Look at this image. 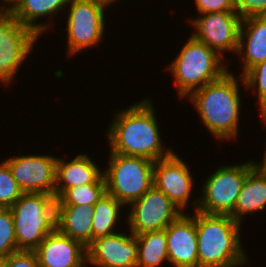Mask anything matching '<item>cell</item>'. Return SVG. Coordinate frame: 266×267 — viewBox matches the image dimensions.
Returning a JSON list of instances; mask_svg holds the SVG:
<instances>
[{
    "label": "cell",
    "mask_w": 266,
    "mask_h": 267,
    "mask_svg": "<svg viewBox=\"0 0 266 267\" xmlns=\"http://www.w3.org/2000/svg\"><path fill=\"white\" fill-rule=\"evenodd\" d=\"M18 251L13 215L10 208H0V258Z\"/></svg>",
    "instance_id": "cell-26"
},
{
    "label": "cell",
    "mask_w": 266,
    "mask_h": 267,
    "mask_svg": "<svg viewBox=\"0 0 266 267\" xmlns=\"http://www.w3.org/2000/svg\"><path fill=\"white\" fill-rule=\"evenodd\" d=\"M252 160L236 165L218 167L207 177L200 198L191 203L194 211L206 214L230 215L247 174L253 169Z\"/></svg>",
    "instance_id": "cell-7"
},
{
    "label": "cell",
    "mask_w": 266,
    "mask_h": 267,
    "mask_svg": "<svg viewBox=\"0 0 266 267\" xmlns=\"http://www.w3.org/2000/svg\"><path fill=\"white\" fill-rule=\"evenodd\" d=\"M34 251L39 267H84L88 264L87 248L57 228Z\"/></svg>",
    "instance_id": "cell-16"
},
{
    "label": "cell",
    "mask_w": 266,
    "mask_h": 267,
    "mask_svg": "<svg viewBox=\"0 0 266 267\" xmlns=\"http://www.w3.org/2000/svg\"><path fill=\"white\" fill-rule=\"evenodd\" d=\"M68 0H20L17 6L10 12L23 25L33 30L37 35H41L48 30L51 25L50 17L65 10ZM49 15V16H48ZM49 18L48 24L36 23L38 18Z\"/></svg>",
    "instance_id": "cell-21"
},
{
    "label": "cell",
    "mask_w": 266,
    "mask_h": 267,
    "mask_svg": "<svg viewBox=\"0 0 266 267\" xmlns=\"http://www.w3.org/2000/svg\"><path fill=\"white\" fill-rule=\"evenodd\" d=\"M106 193V184H86L67 189L56 205H95Z\"/></svg>",
    "instance_id": "cell-24"
},
{
    "label": "cell",
    "mask_w": 266,
    "mask_h": 267,
    "mask_svg": "<svg viewBox=\"0 0 266 267\" xmlns=\"http://www.w3.org/2000/svg\"><path fill=\"white\" fill-rule=\"evenodd\" d=\"M39 35L10 12H0V82L10 85Z\"/></svg>",
    "instance_id": "cell-9"
},
{
    "label": "cell",
    "mask_w": 266,
    "mask_h": 267,
    "mask_svg": "<svg viewBox=\"0 0 266 267\" xmlns=\"http://www.w3.org/2000/svg\"><path fill=\"white\" fill-rule=\"evenodd\" d=\"M240 84L246 90H252L258 96L261 117H266V60L251 68ZM258 93V94H257Z\"/></svg>",
    "instance_id": "cell-25"
},
{
    "label": "cell",
    "mask_w": 266,
    "mask_h": 267,
    "mask_svg": "<svg viewBox=\"0 0 266 267\" xmlns=\"http://www.w3.org/2000/svg\"><path fill=\"white\" fill-rule=\"evenodd\" d=\"M189 19L195 27L192 36L215 50L221 57L224 52L238 51L239 32L242 19L236 11L200 14Z\"/></svg>",
    "instance_id": "cell-11"
},
{
    "label": "cell",
    "mask_w": 266,
    "mask_h": 267,
    "mask_svg": "<svg viewBox=\"0 0 266 267\" xmlns=\"http://www.w3.org/2000/svg\"><path fill=\"white\" fill-rule=\"evenodd\" d=\"M0 267H5V258H0Z\"/></svg>",
    "instance_id": "cell-33"
},
{
    "label": "cell",
    "mask_w": 266,
    "mask_h": 267,
    "mask_svg": "<svg viewBox=\"0 0 266 267\" xmlns=\"http://www.w3.org/2000/svg\"><path fill=\"white\" fill-rule=\"evenodd\" d=\"M113 3L109 0H68L67 55L97 46L105 35V11Z\"/></svg>",
    "instance_id": "cell-8"
},
{
    "label": "cell",
    "mask_w": 266,
    "mask_h": 267,
    "mask_svg": "<svg viewBox=\"0 0 266 267\" xmlns=\"http://www.w3.org/2000/svg\"><path fill=\"white\" fill-rule=\"evenodd\" d=\"M183 45L166 68L175 79L179 99L188 98L196 89L220 79L229 71L223 57L192 35Z\"/></svg>",
    "instance_id": "cell-4"
},
{
    "label": "cell",
    "mask_w": 266,
    "mask_h": 267,
    "mask_svg": "<svg viewBox=\"0 0 266 267\" xmlns=\"http://www.w3.org/2000/svg\"><path fill=\"white\" fill-rule=\"evenodd\" d=\"M110 2H112V3H115L116 1H118V0H109Z\"/></svg>",
    "instance_id": "cell-34"
},
{
    "label": "cell",
    "mask_w": 266,
    "mask_h": 267,
    "mask_svg": "<svg viewBox=\"0 0 266 267\" xmlns=\"http://www.w3.org/2000/svg\"><path fill=\"white\" fill-rule=\"evenodd\" d=\"M182 213L165 228L168 260L173 267H198L196 222Z\"/></svg>",
    "instance_id": "cell-15"
},
{
    "label": "cell",
    "mask_w": 266,
    "mask_h": 267,
    "mask_svg": "<svg viewBox=\"0 0 266 267\" xmlns=\"http://www.w3.org/2000/svg\"><path fill=\"white\" fill-rule=\"evenodd\" d=\"M262 118V122L264 124V127H266V117H261ZM252 163H253V167L259 171L261 174L265 175L266 176V148H265V152H264V155H263V159L261 162H253L252 160Z\"/></svg>",
    "instance_id": "cell-31"
},
{
    "label": "cell",
    "mask_w": 266,
    "mask_h": 267,
    "mask_svg": "<svg viewBox=\"0 0 266 267\" xmlns=\"http://www.w3.org/2000/svg\"><path fill=\"white\" fill-rule=\"evenodd\" d=\"M199 14L236 11L234 0H194Z\"/></svg>",
    "instance_id": "cell-30"
},
{
    "label": "cell",
    "mask_w": 266,
    "mask_h": 267,
    "mask_svg": "<svg viewBox=\"0 0 266 267\" xmlns=\"http://www.w3.org/2000/svg\"><path fill=\"white\" fill-rule=\"evenodd\" d=\"M23 194L4 160L0 164V208H10Z\"/></svg>",
    "instance_id": "cell-27"
},
{
    "label": "cell",
    "mask_w": 266,
    "mask_h": 267,
    "mask_svg": "<svg viewBox=\"0 0 266 267\" xmlns=\"http://www.w3.org/2000/svg\"><path fill=\"white\" fill-rule=\"evenodd\" d=\"M5 267H39L35 251L19 250L5 258Z\"/></svg>",
    "instance_id": "cell-29"
},
{
    "label": "cell",
    "mask_w": 266,
    "mask_h": 267,
    "mask_svg": "<svg viewBox=\"0 0 266 267\" xmlns=\"http://www.w3.org/2000/svg\"><path fill=\"white\" fill-rule=\"evenodd\" d=\"M57 159L50 154H27L13 156L5 161L23 193L55 195Z\"/></svg>",
    "instance_id": "cell-12"
},
{
    "label": "cell",
    "mask_w": 266,
    "mask_h": 267,
    "mask_svg": "<svg viewBox=\"0 0 266 267\" xmlns=\"http://www.w3.org/2000/svg\"><path fill=\"white\" fill-rule=\"evenodd\" d=\"M197 232L198 267H240L248 265L241 244L242 224L230 215L206 214L198 210L193 215Z\"/></svg>",
    "instance_id": "cell-3"
},
{
    "label": "cell",
    "mask_w": 266,
    "mask_h": 267,
    "mask_svg": "<svg viewBox=\"0 0 266 267\" xmlns=\"http://www.w3.org/2000/svg\"><path fill=\"white\" fill-rule=\"evenodd\" d=\"M131 210V211H130ZM183 212L154 185L130 204L127 224L134 235L164 230Z\"/></svg>",
    "instance_id": "cell-10"
},
{
    "label": "cell",
    "mask_w": 266,
    "mask_h": 267,
    "mask_svg": "<svg viewBox=\"0 0 266 267\" xmlns=\"http://www.w3.org/2000/svg\"><path fill=\"white\" fill-rule=\"evenodd\" d=\"M237 54L241 55L239 60L243 62L242 77L266 60V16L242 19Z\"/></svg>",
    "instance_id": "cell-18"
},
{
    "label": "cell",
    "mask_w": 266,
    "mask_h": 267,
    "mask_svg": "<svg viewBox=\"0 0 266 267\" xmlns=\"http://www.w3.org/2000/svg\"><path fill=\"white\" fill-rule=\"evenodd\" d=\"M266 208V176L253 168L244 181L235 208L230 216L242 224L245 215L262 211Z\"/></svg>",
    "instance_id": "cell-20"
},
{
    "label": "cell",
    "mask_w": 266,
    "mask_h": 267,
    "mask_svg": "<svg viewBox=\"0 0 266 267\" xmlns=\"http://www.w3.org/2000/svg\"><path fill=\"white\" fill-rule=\"evenodd\" d=\"M10 210L18 251H34L56 229L55 195L23 193Z\"/></svg>",
    "instance_id": "cell-5"
},
{
    "label": "cell",
    "mask_w": 266,
    "mask_h": 267,
    "mask_svg": "<svg viewBox=\"0 0 266 267\" xmlns=\"http://www.w3.org/2000/svg\"><path fill=\"white\" fill-rule=\"evenodd\" d=\"M124 205L113 196L105 195L94 205L92 220V241L98 237L107 236L118 232L116 226L120 216V210ZM117 224V225H116Z\"/></svg>",
    "instance_id": "cell-23"
},
{
    "label": "cell",
    "mask_w": 266,
    "mask_h": 267,
    "mask_svg": "<svg viewBox=\"0 0 266 267\" xmlns=\"http://www.w3.org/2000/svg\"><path fill=\"white\" fill-rule=\"evenodd\" d=\"M135 236L138 242L137 267H159L165 260L169 263L165 229Z\"/></svg>",
    "instance_id": "cell-22"
},
{
    "label": "cell",
    "mask_w": 266,
    "mask_h": 267,
    "mask_svg": "<svg viewBox=\"0 0 266 267\" xmlns=\"http://www.w3.org/2000/svg\"><path fill=\"white\" fill-rule=\"evenodd\" d=\"M239 81H244V78L237 79L228 71L220 79L196 89L188 96L209 133L218 140L228 141L239 136L242 110Z\"/></svg>",
    "instance_id": "cell-2"
},
{
    "label": "cell",
    "mask_w": 266,
    "mask_h": 267,
    "mask_svg": "<svg viewBox=\"0 0 266 267\" xmlns=\"http://www.w3.org/2000/svg\"><path fill=\"white\" fill-rule=\"evenodd\" d=\"M109 154V166L103 171L106 193L124 207L129 206L153 186L154 161L140 156Z\"/></svg>",
    "instance_id": "cell-6"
},
{
    "label": "cell",
    "mask_w": 266,
    "mask_h": 267,
    "mask_svg": "<svg viewBox=\"0 0 266 267\" xmlns=\"http://www.w3.org/2000/svg\"><path fill=\"white\" fill-rule=\"evenodd\" d=\"M234 3L241 19L266 16V0H234Z\"/></svg>",
    "instance_id": "cell-28"
},
{
    "label": "cell",
    "mask_w": 266,
    "mask_h": 267,
    "mask_svg": "<svg viewBox=\"0 0 266 267\" xmlns=\"http://www.w3.org/2000/svg\"><path fill=\"white\" fill-rule=\"evenodd\" d=\"M188 165L175 151L154 162L153 185L161 190L182 212L192 195L194 180Z\"/></svg>",
    "instance_id": "cell-13"
},
{
    "label": "cell",
    "mask_w": 266,
    "mask_h": 267,
    "mask_svg": "<svg viewBox=\"0 0 266 267\" xmlns=\"http://www.w3.org/2000/svg\"><path fill=\"white\" fill-rule=\"evenodd\" d=\"M19 2L20 0H1L2 4H0V12H11Z\"/></svg>",
    "instance_id": "cell-32"
},
{
    "label": "cell",
    "mask_w": 266,
    "mask_h": 267,
    "mask_svg": "<svg viewBox=\"0 0 266 267\" xmlns=\"http://www.w3.org/2000/svg\"><path fill=\"white\" fill-rule=\"evenodd\" d=\"M138 242L130 232L102 236L87 247V263L96 267H137Z\"/></svg>",
    "instance_id": "cell-14"
},
{
    "label": "cell",
    "mask_w": 266,
    "mask_h": 267,
    "mask_svg": "<svg viewBox=\"0 0 266 267\" xmlns=\"http://www.w3.org/2000/svg\"><path fill=\"white\" fill-rule=\"evenodd\" d=\"M94 205H56V228L86 248L92 242Z\"/></svg>",
    "instance_id": "cell-19"
},
{
    "label": "cell",
    "mask_w": 266,
    "mask_h": 267,
    "mask_svg": "<svg viewBox=\"0 0 266 267\" xmlns=\"http://www.w3.org/2000/svg\"><path fill=\"white\" fill-rule=\"evenodd\" d=\"M86 184H106L103 171L86 154H77L66 162L58 158L56 162L55 198L67 189Z\"/></svg>",
    "instance_id": "cell-17"
},
{
    "label": "cell",
    "mask_w": 266,
    "mask_h": 267,
    "mask_svg": "<svg viewBox=\"0 0 266 267\" xmlns=\"http://www.w3.org/2000/svg\"><path fill=\"white\" fill-rule=\"evenodd\" d=\"M149 99L147 97L126 109L116 111L118 113L113 116L105 134L110 153L145 157L154 162L173 153L169 147L164 150L156 110L153 100Z\"/></svg>",
    "instance_id": "cell-1"
}]
</instances>
